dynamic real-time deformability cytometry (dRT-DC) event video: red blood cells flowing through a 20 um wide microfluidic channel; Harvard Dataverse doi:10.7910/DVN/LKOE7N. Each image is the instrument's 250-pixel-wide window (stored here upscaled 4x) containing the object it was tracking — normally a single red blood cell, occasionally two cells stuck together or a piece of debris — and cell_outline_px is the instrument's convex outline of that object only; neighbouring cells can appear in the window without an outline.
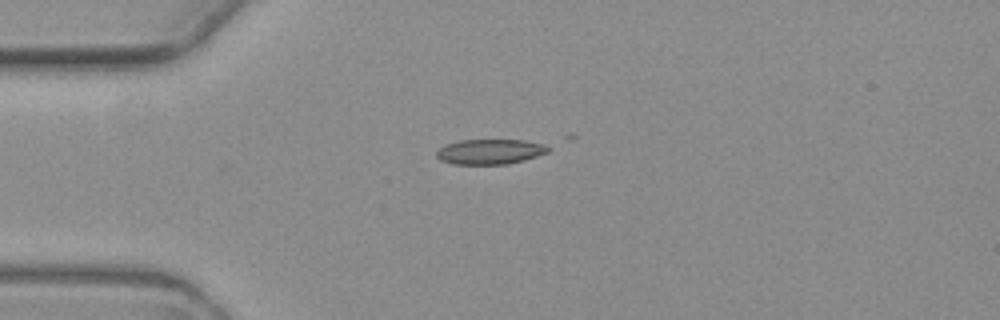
{"species": "common noctule bat (a hibernating species)", "species_latin": "Nyctalus noctula", "temperature_condition": "warm", "stored_images_in_passage": 1, "camera_frame_rate_fps": 3000, "um_per_image_px": 0.085, "animal": {"sex": "female", "body_mass_g": 19.3, "forearm_length_mm": 54.1}, "frame": {"image": 1, "passage_image": 1, "time_ms": 0.0, "image_size_px": [1000, 320], "cell_outline_px": [[552, 148], [548, 152], [524, 160], [508, 164], [452, 164], [440, 160], [436, 156], [436, 152], [440, 148], [448, 144], [460, 140], [524, 140], [544, 144]], "centroid_in_image_um": [41.67, 12.89], "position_along_channel_um": 43.3, "area_um2": 16.3}}